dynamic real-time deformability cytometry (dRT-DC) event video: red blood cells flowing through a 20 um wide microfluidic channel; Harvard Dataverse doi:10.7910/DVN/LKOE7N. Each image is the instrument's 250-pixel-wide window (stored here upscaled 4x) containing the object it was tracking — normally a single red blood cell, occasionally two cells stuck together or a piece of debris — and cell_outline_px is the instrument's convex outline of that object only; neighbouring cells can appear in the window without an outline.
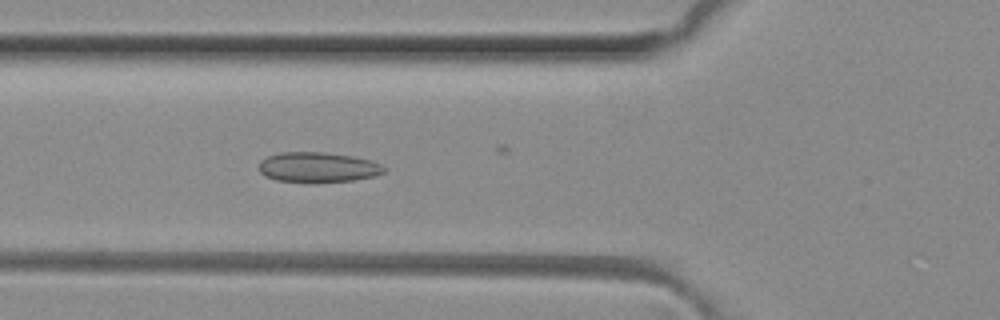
{"species": "common noctule bat (a hibernating species)", "species_latin": "Nyctalus noctula", "temperature_condition": "room temperature", "stored_images_in_passage": 33, "camera_frame_rate_fps": 3000, "um_per_image_px": 0.085, "animal": {"sex": "female", "body_mass_g": 29.2, "forearm_length_mm": 56.3}, "frame": {"image": 1, "passage_image": 17, "time_ms": 5.333, "image_size_px": [1000, 320], "cell_outline_px": [[384, 172], [376, 176], [352, 180], [312, 184], [276, 180], [264, 176], [260, 172], [260, 160], [268, 156], [280, 152], [324, 152], [352, 156], [372, 160], [380, 164], [384, 168]], "centroid_in_image_um": [27.0, 14.24], "position_along_channel_um": 98.8, "area_um2": 22.37}}
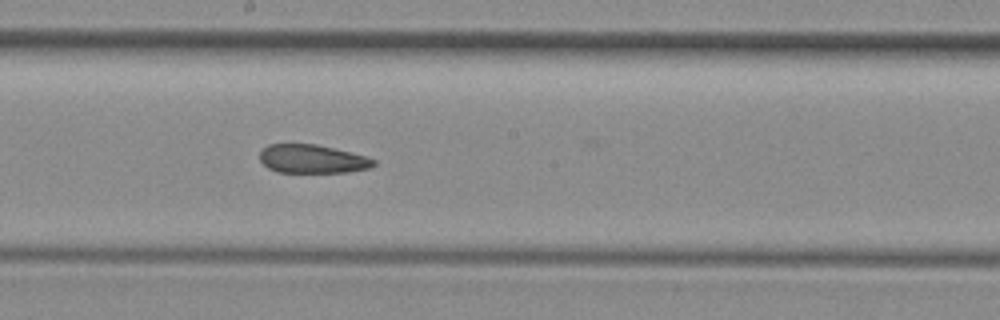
{"frame": {"image": 2, "passage_image": 26, "time_ms": 8.333, "image_size_px": [1000, 320], "cell_outline_px": [[376, 164], [372, 168], [348, 172], [276, 172], [268, 168], [260, 160], [260, 152], [268, 144], [316, 144], [364, 156], [376, 160]], "centroid_in_image_um": [26.54, 13.52], "position_along_channel_um": 221.7, "area_um2": 18.84}}
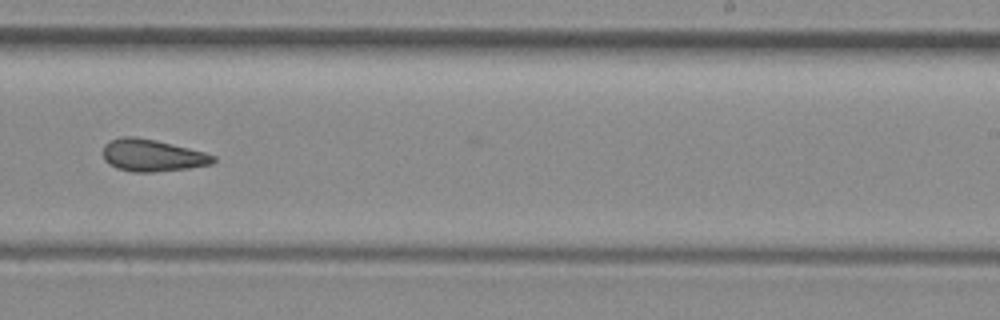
{"frame": {"image": 3, "passage_image": 30, "time_ms": 9.667, "image_size_px": [1000, 320], "cell_outline_px": [[216, 160], [212, 164], [188, 168], [152, 172], [132, 172], [116, 168], [108, 164], [104, 160], [104, 144], [120, 136], [136, 136], [156, 140], [204, 152], [216, 156]], "centroid_in_image_um": [12.93, 13.21], "position_along_channel_um": 276.1, "area_um2": 20.63}}